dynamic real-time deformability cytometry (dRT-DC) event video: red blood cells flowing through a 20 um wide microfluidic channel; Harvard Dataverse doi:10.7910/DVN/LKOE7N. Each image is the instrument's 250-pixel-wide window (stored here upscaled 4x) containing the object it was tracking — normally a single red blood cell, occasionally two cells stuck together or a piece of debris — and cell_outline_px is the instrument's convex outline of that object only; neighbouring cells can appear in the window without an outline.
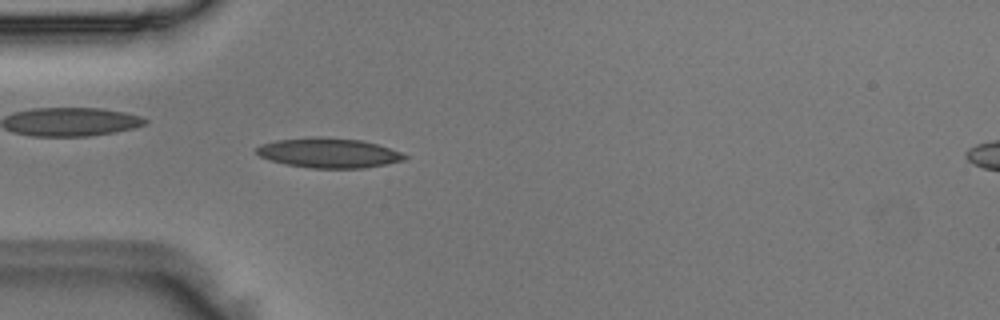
{"species": "Egyptian fruit bat (a non-hibernating species)", "species_latin": "Rousettus aegyptiacus", "temperature_condition": "room temperature", "stored_images_in_passage": 3, "camera_frame_rate_fps": 3000, "um_per_image_px": 0.085, "animal": {"sex": "male"}, "frame": {"image": 1, "passage_image": 2, "time_ms": 0.333, "image_size_px": [1000, 320], "cell_outline_px": [[408, 156], [404, 160], [364, 168], [308, 168], [284, 164], [268, 160], [260, 156], [256, 152], [256, 148], [260, 144], [276, 140], [312, 136], [320, 136], [360, 140], [376, 144], [400, 152]], "centroid_in_image_um": [27.87, 12.99], "position_along_channel_um": 57.1, "area_um2": 25.78}}